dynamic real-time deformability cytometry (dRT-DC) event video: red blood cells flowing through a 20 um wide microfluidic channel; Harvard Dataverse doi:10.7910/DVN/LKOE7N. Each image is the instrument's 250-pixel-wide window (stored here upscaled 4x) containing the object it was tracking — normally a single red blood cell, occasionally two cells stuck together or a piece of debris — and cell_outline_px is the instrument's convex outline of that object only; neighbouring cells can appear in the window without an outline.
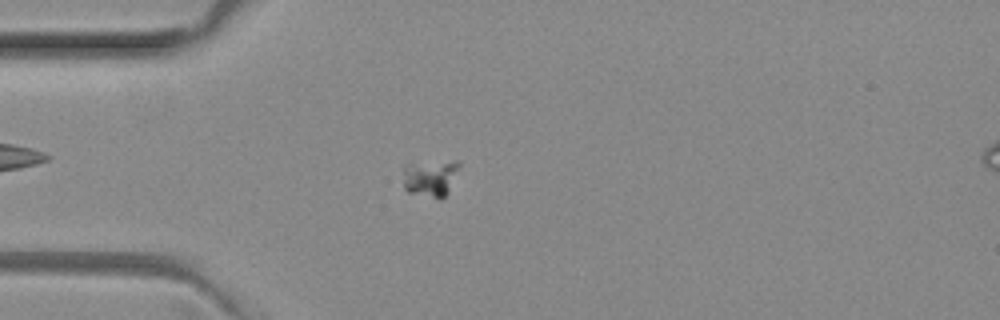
{"species": "common noctule bat (a hibernating species)", "species_latin": "Nyctalus noctula", "temperature_condition": "room temperature", "stored_images_in_passage": 5, "camera_frame_rate_fps": 3000, "um_per_image_px": 0.085, "animal": {"sex": "female", "body_mass_g": 29.2, "forearm_length_mm": 56.3}, "frame": {"image": 1, "passage_image": 4, "time_ms": 1.0, "image_size_px": [1000, 320], "cell_outline_px": [[460, 164], [448, 192], [440, 200], [408, 192], [404, 188], [404, 168], [456, 160], [460, 160]], "centroid_in_image_um": [36.63, 15.21], "position_along_channel_um": 48.4, "area_um2": 11.33}}